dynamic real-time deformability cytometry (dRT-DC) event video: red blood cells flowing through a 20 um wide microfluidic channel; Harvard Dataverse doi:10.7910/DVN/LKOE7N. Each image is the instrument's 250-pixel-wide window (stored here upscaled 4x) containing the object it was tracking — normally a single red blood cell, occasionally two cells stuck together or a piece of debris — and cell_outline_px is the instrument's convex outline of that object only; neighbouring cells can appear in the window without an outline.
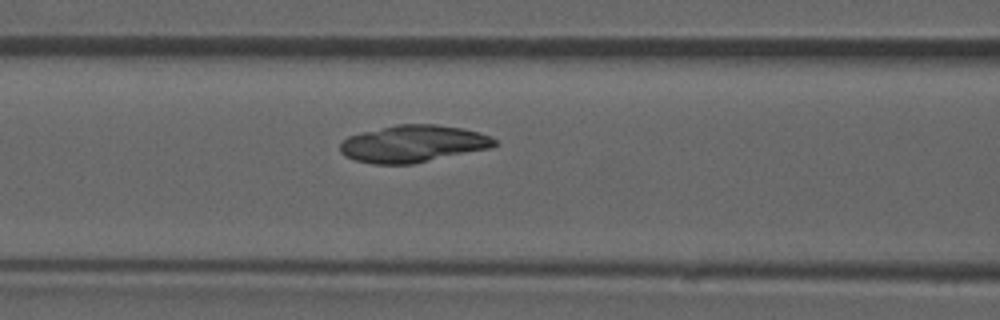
{"species": "common noctule bat (a hibernating species)", "species_latin": "Nyctalus noctula", "temperature_condition": "room temperature", "stored_images_in_passage": 49, "camera_frame_rate_fps": 3000, "um_per_image_px": 0.085, "animal": {"sex": "male", "forearm_length_mm": 52.5}, "frame": {"image": 1, "passage_image": 22, "time_ms": 7.0, "image_size_px": [1000, 320], "cell_outline_px": [[496, 144], [492, 148], [412, 164], [372, 164], [356, 160], [344, 156], [340, 152], [340, 144], [348, 136], [396, 124], [436, 124], [464, 128], [488, 136], [496, 140]], "centroid_in_image_um": [35.11, 12.22], "position_along_channel_um": 131.5, "area_um2": 33.29}}